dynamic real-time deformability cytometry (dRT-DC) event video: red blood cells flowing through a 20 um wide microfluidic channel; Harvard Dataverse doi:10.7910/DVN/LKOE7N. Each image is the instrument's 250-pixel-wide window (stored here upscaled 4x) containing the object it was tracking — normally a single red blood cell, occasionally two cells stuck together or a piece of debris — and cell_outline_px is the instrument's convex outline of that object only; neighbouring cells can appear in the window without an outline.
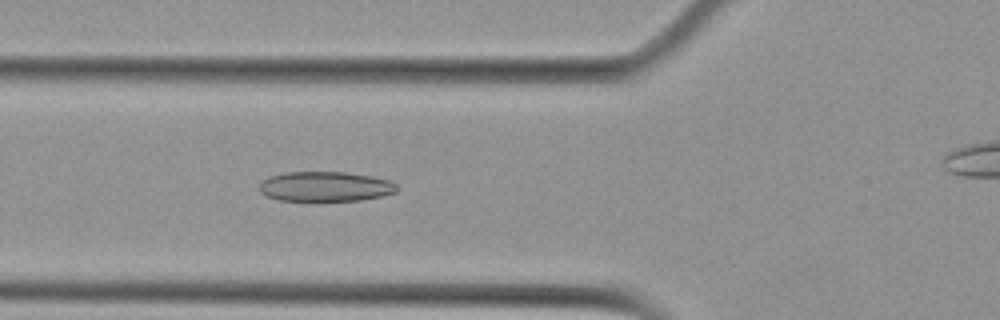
{"species": "Egyptian fruit bat (a non-hibernating species)", "species_latin": "Rousettus aegyptiacus", "temperature_condition": "cold", "stored_images_in_passage": 6, "camera_frame_rate_fps": 3000, "um_per_image_px": 0.085, "animal": {"sex": "female"}, "frame": {"image": 1, "passage_image": 5, "time_ms": 4.667, "image_size_px": [1000, 320], "cell_outline_px": [[396, 192], [380, 196], [360, 200], [276, 200], [260, 192], [260, 180], [268, 176], [284, 172], [344, 172], [372, 176], [388, 180], [396, 184]], "centroid_in_image_um": [27.6, 15.84], "position_along_channel_um": 98.2, "area_um2": 23.81}}